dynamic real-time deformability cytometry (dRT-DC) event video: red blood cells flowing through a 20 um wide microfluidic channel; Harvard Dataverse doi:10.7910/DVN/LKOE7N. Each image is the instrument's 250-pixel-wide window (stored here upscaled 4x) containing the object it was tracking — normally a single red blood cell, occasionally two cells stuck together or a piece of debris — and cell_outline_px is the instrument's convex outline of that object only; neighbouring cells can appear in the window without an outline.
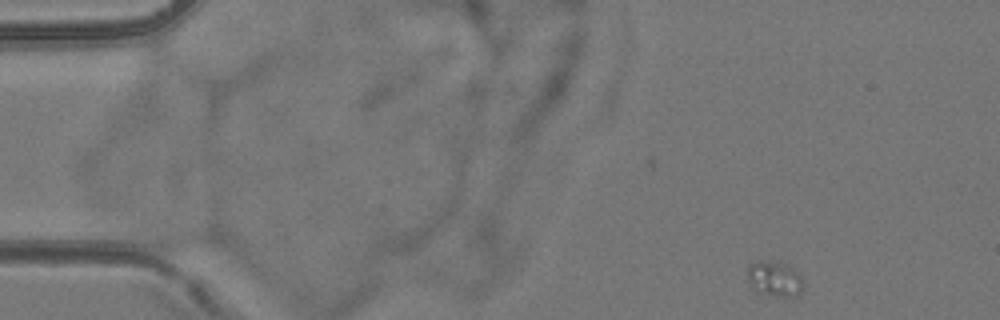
{"species": "common noctule bat (a hibernating species)", "species_latin": "Nyctalus noctula", "temperature_condition": "room temperature", "stored_images_in_passage": 5, "camera_frame_rate_fps": 3000, "um_per_image_px": 0.085, "animal": {"sex": "female", "body_mass_g": 24.6, "forearm_length_mm": 56.2}, "frame": {"image": 1, "passage_image": 1, "time_ms": 0.0, "image_size_px": [1000, 320], "cell_outline_px": [[804, 288], [796, 296], [776, 296], [760, 292], [752, 288], [748, 280], [748, 264], [760, 260], [768, 260], [788, 264], [800, 276], [804, 284]], "centroid_in_image_um": [65.84, 23.68], "position_along_channel_um": 19.2, "area_um2": 11.5}}
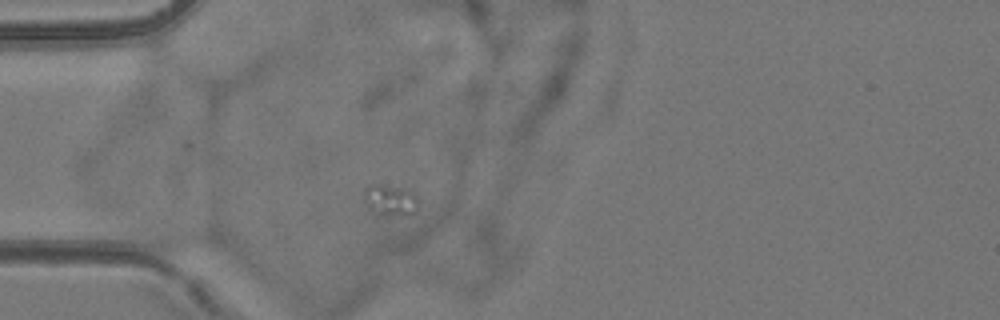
{"frame": {"image": 2, "passage_image": 3, "time_ms": 3.333, "image_size_px": [1000, 320], "cell_outline_px": [[420, 204], [416, 212], [412, 216], [384, 216], [372, 212], [364, 204], [364, 188], [368, 184], [380, 184], [408, 188], [416, 192], [420, 200]], "centroid_in_image_um": [33.24, 17.02], "position_along_channel_um": 51.8, "area_um2": 10.87}}